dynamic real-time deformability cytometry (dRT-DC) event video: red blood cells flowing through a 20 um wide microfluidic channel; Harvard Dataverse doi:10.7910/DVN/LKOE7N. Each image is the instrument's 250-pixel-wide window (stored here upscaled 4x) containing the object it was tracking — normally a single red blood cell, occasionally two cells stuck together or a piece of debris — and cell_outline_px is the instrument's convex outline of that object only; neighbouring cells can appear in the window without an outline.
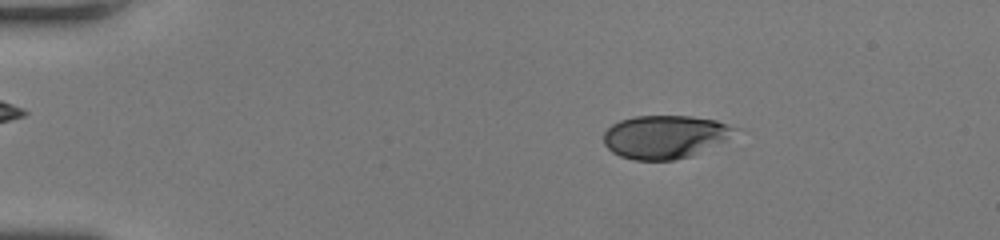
{"species": "human", "species_latin": "Homo sapiens", "temperature_condition": "room temperature", "stored_images_in_passage": 50, "camera_frame_rate_fps": 3000, "um_per_image_px": 0.085, "donor": {"sex": "female"}, "frame": {"image": 1, "passage_image": 9, "time_ms": 2.667, "image_size_px": [1000, 240], "cell_outline_px": [[748, 128], [692, 156], [672, 160], [632, 160], [620, 156], [612, 152], [604, 144], [604, 132], [612, 124], [620, 120], [636, 116], [692, 116], [716, 120]], "centroid_in_image_um": [56.6, 11.61], "position_along_channel_um": 28.4, "area_um2": 33.52}}
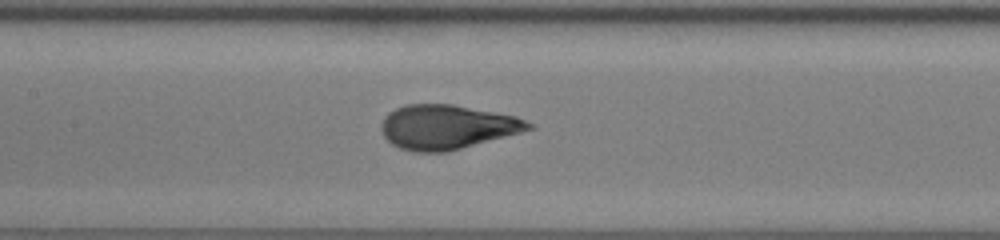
{"frame": {"image": 2, "passage_image": 25, "time_ms": 8.0, "image_size_px": [1000, 240], "cell_outline_px": [[536, 128], [448, 152], [412, 152], [400, 148], [392, 144], [384, 136], [380, 128], [380, 124], [384, 116], [388, 112], [396, 108], [408, 104], [452, 104], [516, 116], [536, 124]], "centroid_in_image_um": [38.0, 10.8], "position_along_channel_um": 169.4, "area_um2": 38.32}}
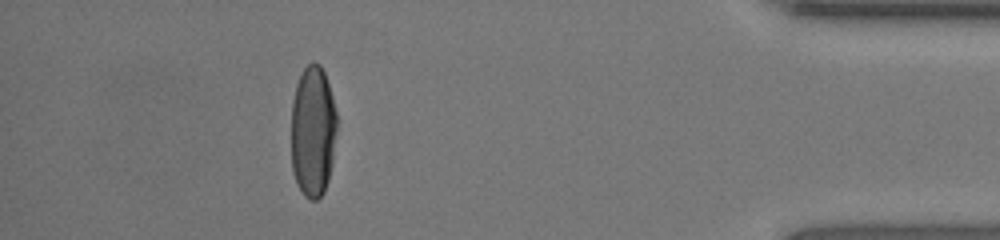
{"frame": {"image": 3, "passage_image": 45, "time_ms": 14.667, "image_size_px": [1000, 240], "cell_outline_px": [[336, 132], [332, 164], [328, 180], [324, 192], [316, 200], [312, 200], [304, 196], [296, 184], [292, 172], [292, 100], [296, 84], [304, 68], [312, 60], [320, 64], [324, 72], [332, 96], [336, 112]], "centroid_in_image_um": [26.59, 11.17], "position_along_channel_um": 408.6, "area_um2": 35.14}, "authors_computed_cell_mechanics": {"area_um2": 36.414, "velocity_mm_per_s": 4.2885, "shape_relaxation_time_tau1_ms": 3.8288, "shape_relaxation_time_tau2_ms": null, "deformation_change_tau1": 0.1975, "deformation_change_tau2": null}}